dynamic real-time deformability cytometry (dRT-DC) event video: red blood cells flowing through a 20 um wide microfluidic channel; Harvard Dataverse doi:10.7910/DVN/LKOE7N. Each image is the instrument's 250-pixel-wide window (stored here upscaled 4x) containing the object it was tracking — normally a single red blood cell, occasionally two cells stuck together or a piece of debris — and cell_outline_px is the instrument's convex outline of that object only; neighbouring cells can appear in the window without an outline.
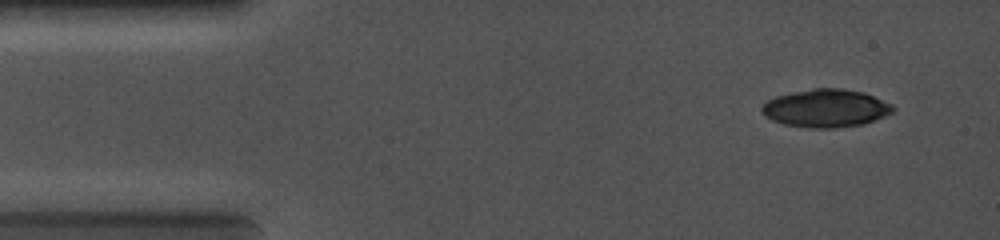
{"species": "common noctule bat (a hibernating species)", "species_latin": "Nyctalus noctula", "temperature_condition": "cold", "stored_images_in_passage": 7, "camera_frame_rate_fps": 5000, "um_per_image_px": 0.085, "animal": {"sex": "female", "body_mass_g": 19.0, "forearm_length_mm": 56.7}, "frame": {"image": 1, "passage_image": 2, "time_ms": 0.4, "image_size_px": [1000, 240], "cell_outline_px": [[896, 108], [892, 112], [884, 116], [864, 124], [836, 128], [808, 128], [784, 124], [772, 120], [764, 116], [760, 108], [768, 100], [776, 96], [792, 92], [812, 88], [840, 88], [864, 92], [892, 104]], "centroid_in_image_um": [70.19, 9.2], "position_along_channel_um": 14.8, "area_um2": 29.13}}